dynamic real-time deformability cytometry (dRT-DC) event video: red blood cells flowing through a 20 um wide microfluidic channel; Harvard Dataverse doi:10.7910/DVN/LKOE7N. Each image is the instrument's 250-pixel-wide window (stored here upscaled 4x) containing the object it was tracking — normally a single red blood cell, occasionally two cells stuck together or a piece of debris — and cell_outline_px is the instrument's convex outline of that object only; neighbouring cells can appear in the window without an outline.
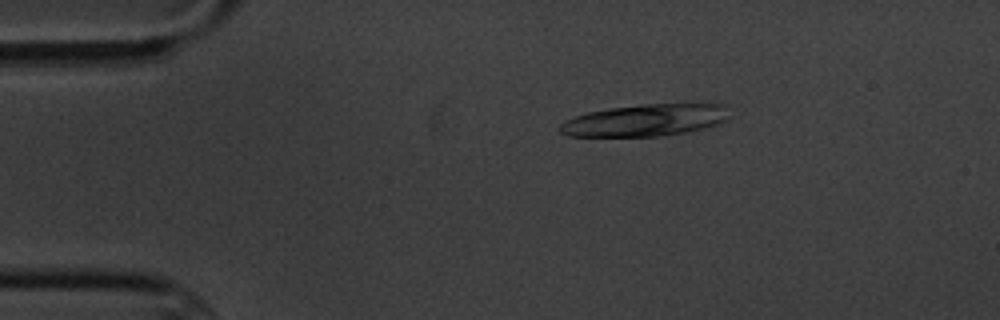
{"species": "common noctule bat (a hibernating species)", "species_latin": "Nyctalus noctula", "temperature_condition": "cold", "stored_images_in_passage": 5, "camera_frame_rate_fps": 3000, "um_per_image_px": 0.085, "animal": {"sex": "male", "body_mass_g": 20.1, "forearm_length_mm": 53.5}, "frame": {"image": 1, "passage_image": 2, "time_ms": 1.333, "image_size_px": [1000, 320], "cell_outline_px": [[728, 120], [704, 128], [684, 132], [660, 136], [568, 136], [560, 132], [556, 128], [560, 124], [576, 116], [588, 112], [608, 108], [644, 104], [724, 104], [728, 116]], "centroid_in_image_um": [54.81, 10.22], "position_along_channel_um": 30.2, "area_um2": 31.27}}
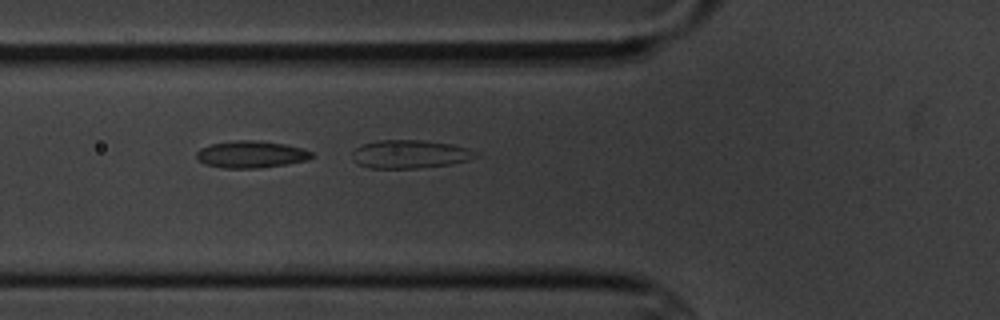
{"frame": {"image": 2, "passage_image": 5, "time_ms": 4.667, "image_size_px": [1000, 320], "cell_outline_px": [[476, 156], [468, 160], [452, 164], [416, 168], [368, 168], [356, 164], [352, 160], [352, 152], [360, 144], [380, 140], [424, 140], [452, 144], [468, 148], [476, 152]], "centroid_in_image_um": [34.79, 13.1], "position_along_channel_um": 91.0, "area_um2": 20.52}}